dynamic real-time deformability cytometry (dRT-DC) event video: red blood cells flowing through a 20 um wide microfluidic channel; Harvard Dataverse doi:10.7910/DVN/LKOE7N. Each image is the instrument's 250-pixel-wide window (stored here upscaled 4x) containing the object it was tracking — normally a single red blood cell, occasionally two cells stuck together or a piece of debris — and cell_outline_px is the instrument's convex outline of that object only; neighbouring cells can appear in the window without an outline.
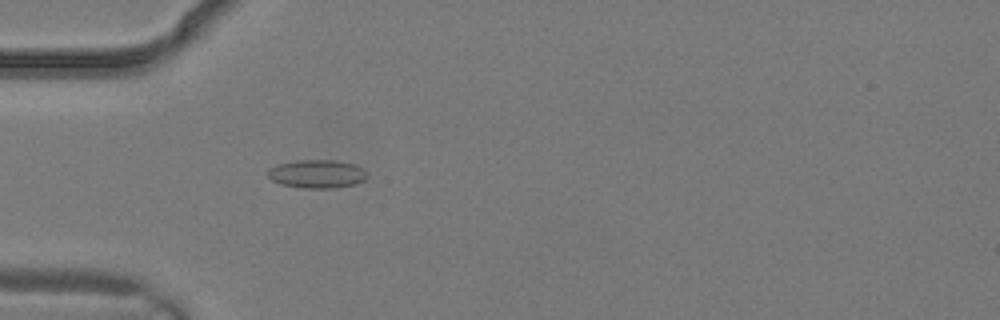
{"species": "common noctule bat (a hibernating species)", "species_latin": "Nyctalus noctula", "temperature_condition": "warm", "stored_images_in_passage": 1, "camera_frame_rate_fps": 3000, "um_per_image_px": 0.085, "animal": {"sex": "male", "body_mass_g": 19.2, "forearm_length_mm": 51.8}, "frame": {"image": 1, "passage_image": 1, "time_ms": 0.0, "image_size_px": [1000, 320], "cell_outline_px": [[368, 176], [364, 180], [356, 184], [336, 188], [304, 188], [280, 184], [272, 180], [268, 176], [268, 168], [276, 164], [300, 160], [336, 160], [356, 164], [364, 168], [368, 172]], "centroid_in_image_um": [26.99, 14.78], "position_along_channel_um": 58.0, "area_um2": 16.7}}